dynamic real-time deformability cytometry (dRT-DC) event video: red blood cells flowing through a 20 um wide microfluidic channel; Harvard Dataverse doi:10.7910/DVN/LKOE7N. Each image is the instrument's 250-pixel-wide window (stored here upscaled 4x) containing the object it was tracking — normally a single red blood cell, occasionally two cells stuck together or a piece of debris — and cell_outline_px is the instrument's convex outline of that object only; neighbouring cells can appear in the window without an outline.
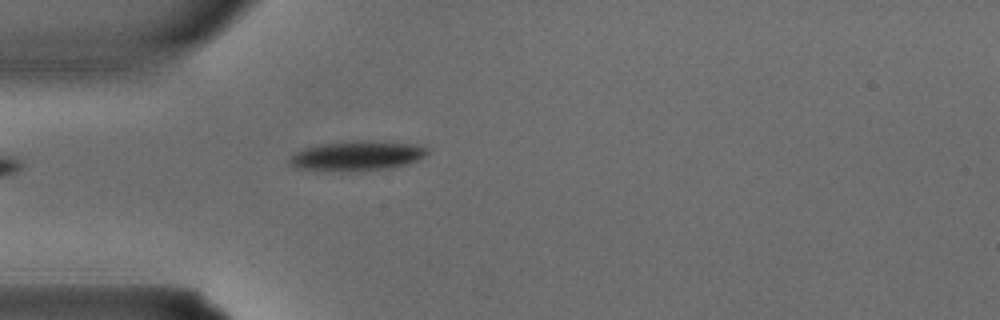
{"species": "common noctule bat (a hibernating species)", "species_latin": "Nyctalus noctula", "temperature_condition": "warm", "stored_images_in_passage": 3, "camera_frame_rate_fps": 3000, "um_per_image_px": 0.085, "animal": {"sex": "male", "body_mass_g": 15.6}, "frame": {"image": 1, "passage_image": 3, "time_ms": 0.667, "image_size_px": [1000, 320], "cell_outline_px": [[432, 152], [408, 164], [392, 168], [352, 172], [332, 172], [292, 168], [288, 164], [288, 160], [296, 152], [304, 148], [324, 144], [416, 144], [428, 148]], "centroid_in_image_um": [30.28, 13.34], "position_along_channel_um": 54.7, "area_um2": 23.0}}